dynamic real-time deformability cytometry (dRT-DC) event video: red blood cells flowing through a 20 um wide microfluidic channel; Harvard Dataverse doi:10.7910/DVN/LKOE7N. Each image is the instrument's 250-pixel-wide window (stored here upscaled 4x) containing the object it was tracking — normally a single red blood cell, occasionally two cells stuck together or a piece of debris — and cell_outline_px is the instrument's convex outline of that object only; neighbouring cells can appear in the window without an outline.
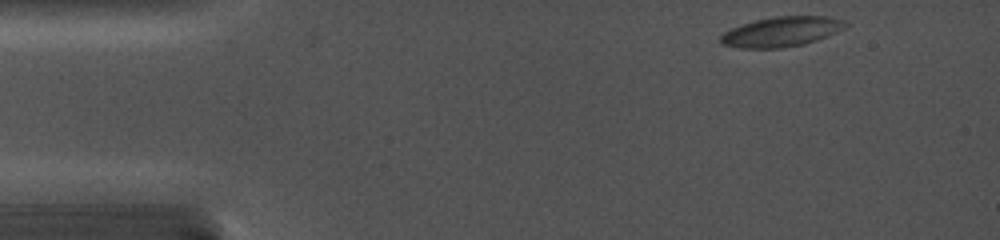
{"species": "common noctule bat (a hibernating species)", "species_latin": "Nyctalus noctula", "temperature_condition": "cold", "stored_images_in_passage": 35, "camera_frame_rate_fps": 5000, "um_per_image_px": 0.085, "animal": {"sex": "female", "body_mass_g": 19.0, "forearm_length_mm": 56.7}, "frame": {"image": 1, "passage_image": 1, "time_ms": 0.0, "image_size_px": [1000, 240], "cell_outline_px": [[848, 24], [844, 28], [828, 36], [804, 44], [780, 48], [740, 48], [720, 44], [720, 36], [724, 32], [732, 28], [756, 20], [776, 16], [828, 16], [844, 20]], "centroid_in_image_um": [66.43, 2.7], "position_along_channel_um": 18.6, "area_um2": 21.68}}
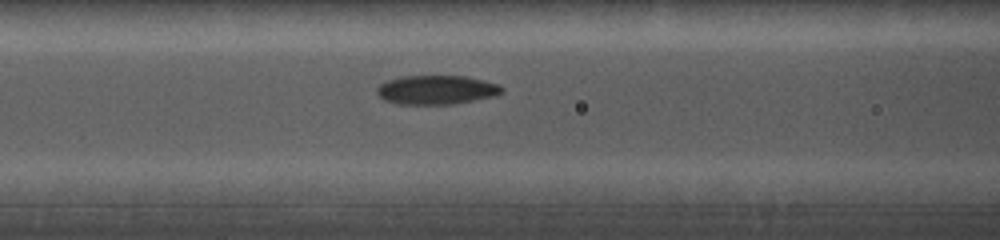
{"frame": {"image": 2, "passage_image": 13, "time_ms": 5.2, "image_size_px": [1000, 240], "cell_outline_px": [[504, 92], [492, 96], [452, 104], [396, 104], [384, 100], [376, 92], [376, 88], [384, 80], [404, 76], [464, 76], [484, 80], [500, 84], [504, 88]], "centroid_in_image_um": [37.07, 7.63], "position_along_channel_um": 129.5, "area_um2": 21.21}}
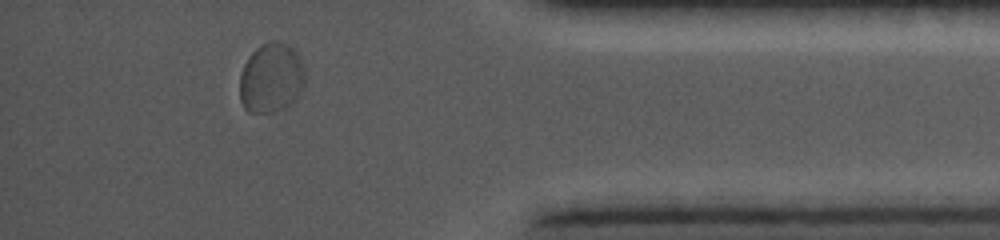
{"frame": {"image": 3, "passage_image": 31, "time_ms": 13.0, "image_size_px": [1000, 240], "cell_outline_px": [[304, 84], [300, 96], [284, 108], [276, 112], [248, 112], [244, 108], [240, 100], [240, 72], [248, 56], [256, 48], [272, 40], [276, 40], [288, 44], [296, 52], [304, 64]], "centroid_in_image_um": [23.06, 6.63], "position_along_channel_um": 412.1, "area_um2": 26.88}}